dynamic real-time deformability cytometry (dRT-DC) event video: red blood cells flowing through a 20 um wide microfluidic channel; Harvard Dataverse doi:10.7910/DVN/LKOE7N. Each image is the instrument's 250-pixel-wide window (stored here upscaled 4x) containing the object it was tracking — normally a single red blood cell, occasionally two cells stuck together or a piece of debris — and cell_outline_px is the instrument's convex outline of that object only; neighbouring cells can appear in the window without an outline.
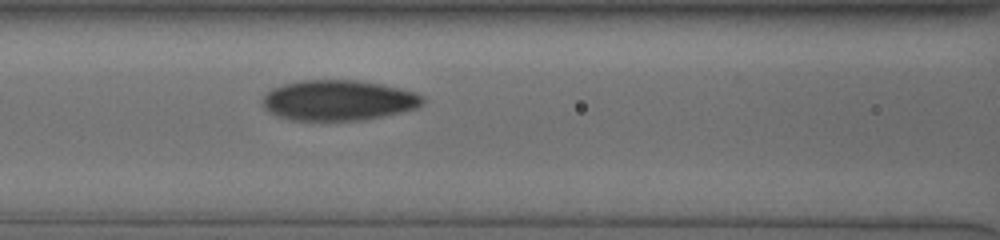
{"species": "human", "species_latin": "Homo sapiens", "temperature_condition": "cold", "stored_images_in_passage": 4, "camera_frame_rate_fps": 3000, "um_per_image_px": 0.085, "donor": {"sex": "male"}, "frame": {"image": 1, "passage_image": 4, "time_ms": 2.667, "image_size_px": [1000, 240], "cell_outline_px": [[424, 100], [416, 108], [400, 112], [364, 120], [288, 120], [276, 116], [268, 112], [264, 108], [260, 100], [264, 92], [272, 88], [284, 84], [300, 80], [356, 80], [380, 84], [412, 92], [424, 96]], "centroid_in_image_um": [28.65, 8.53], "position_along_channel_um": 137.9, "area_um2": 37.8}}